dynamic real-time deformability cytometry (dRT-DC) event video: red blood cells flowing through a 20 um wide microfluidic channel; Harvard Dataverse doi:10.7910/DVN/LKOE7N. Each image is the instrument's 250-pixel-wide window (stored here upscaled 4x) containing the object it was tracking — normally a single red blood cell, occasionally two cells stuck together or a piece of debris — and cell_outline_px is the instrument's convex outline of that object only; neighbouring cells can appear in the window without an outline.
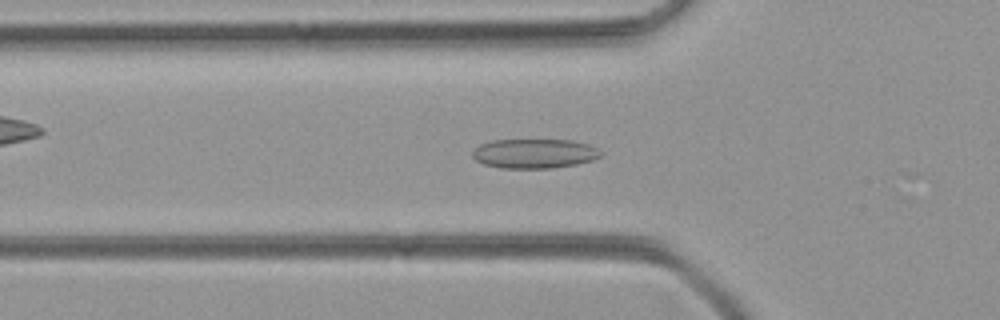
{"species": "common noctule bat (a hibernating species)", "species_latin": "Nyctalus noctula", "temperature_condition": "room temperature", "stored_images_in_passage": 50, "camera_frame_rate_fps": 3000, "um_per_image_px": 0.085, "animal": {"sex": "female", "body_mass_g": 21.9}, "frame": {"image": 1, "passage_image": 17, "time_ms": 5.333, "image_size_px": [1000, 320], "cell_outline_px": [[604, 152], [600, 156], [592, 160], [576, 164], [552, 168], [500, 168], [484, 164], [476, 160], [472, 156], [472, 152], [480, 144], [492, 140], [572, 140], [588, 144]], "centroid_in_image_um": [45.42, 13.05], "position_along_channel_um": 80.4, "area_um2": 22.02}}
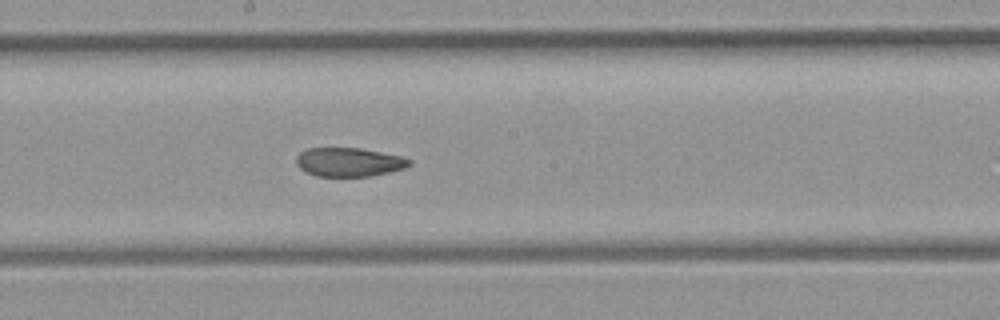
{"frame": {"image": 2, "passage_image": 27, "time_ms": 8.667, "image_size_px": [1000, 320], "cell_outline_px": [[412, 164], [404, 168], [372, 176], [316, 176], [304, 172], [296, 164], [296, 156], [300, 152], [308, 148], [360, 148], [400, 156], [412, 160]], "centroid_in_image_um": [29.63, 13.78], "position_along_channel_um": 218.6, "area_um2": 19.02}}
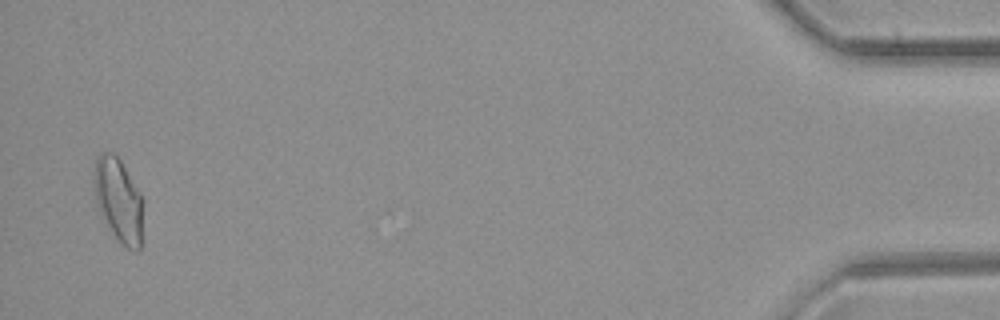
{"frame": {"image": 3, "passage_image": 49, "time_ms": 16.0, "image_size_px": [1000, 320], "cell_outline_px": [[144, 200], [140, 252], [136, 252], [120, 244], [100, 216], [96, 200], [92, 180], [92, 172], [96, 156], [100, 152], [112, 152], [120, 160]], "centroid_in_image_um": [10.05, 17.02], "position_along_channel_um": 425.1, "area_um2": 24.62}}